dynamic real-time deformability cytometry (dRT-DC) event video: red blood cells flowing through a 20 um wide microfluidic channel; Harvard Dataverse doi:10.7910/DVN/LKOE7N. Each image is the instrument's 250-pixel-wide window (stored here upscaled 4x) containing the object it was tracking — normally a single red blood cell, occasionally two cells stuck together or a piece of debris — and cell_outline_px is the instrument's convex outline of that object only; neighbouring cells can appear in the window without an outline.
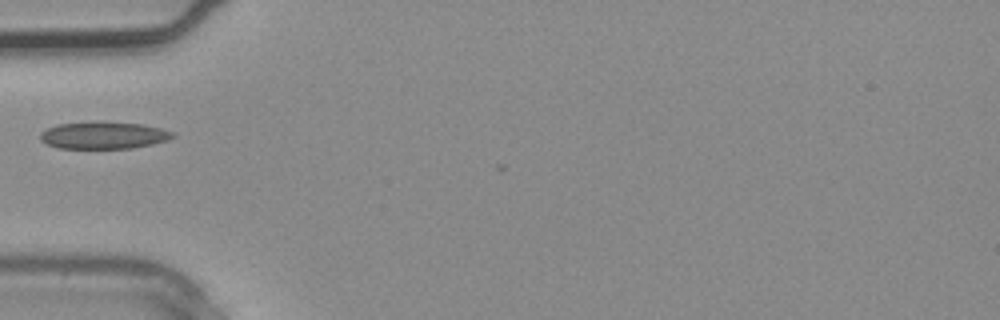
{"species": "common noctule bat (a hibernating species)", "species_latin": "Nyctalus noctula", "temperature_condition": "warm", "stored_images_in_passage": 1, "camera_frame_rate_fps": 3000, "um_per_image_px": 0.085, "animal": {"sex": "male", "body_mass_g": 20.4}, "frame": {"image": 1, "passage_image": 1, "time_ms": 0.0, "image_size_px": [1000, 320], "cell_outline_px": [[176, 136], [168, 140], [152, 144], [132, 148], [60, 148], [48, 144], [40, 140], [40, 132], [56, 124], [144, 124], [160, 128], [172, 132]], "centroid_in_image_um": [8.82, 11.54], "position_along_channel_um": 76.2, "area_um2": 20.0}}